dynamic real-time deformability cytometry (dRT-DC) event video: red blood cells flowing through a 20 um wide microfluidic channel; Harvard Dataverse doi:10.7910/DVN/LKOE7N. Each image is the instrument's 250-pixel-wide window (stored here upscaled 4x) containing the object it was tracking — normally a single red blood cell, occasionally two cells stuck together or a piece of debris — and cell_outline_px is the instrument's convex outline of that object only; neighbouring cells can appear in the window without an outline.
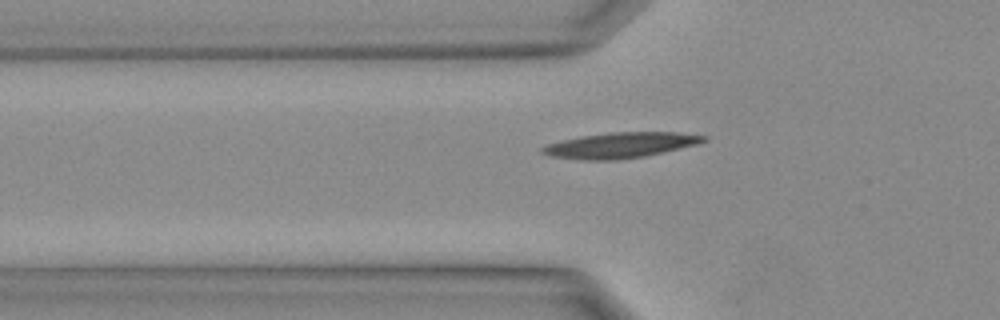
{"species": "Egyptian fruit bat (a non-hibernating species)", "species_latin": "Rousettus aegyptiacus", "temperature_condition": "warm", "stored_images_in_passage": 3, "camera_frame_rate_fps": 3000, "um_per_image_px": 0.085, "animal": {"sex": "female"}, "frame": {"image": 1, "passage_image": 2, "time_ms": 0.333, "image_size_px": [1000, 320], "cell_outline_px": [[708, 140], [696, 144], [644, 156], [620, 160], [580, 160], [548, 156], [540, 152], [540, 148], [548, 144], [564, 140], [584, 136], [612, 132], [676, 132], [708, 136]], "centroid_in_image_um": [52.71, 12.35], "position_along_channel_um": 73.1, "area_um2": 23.81}}